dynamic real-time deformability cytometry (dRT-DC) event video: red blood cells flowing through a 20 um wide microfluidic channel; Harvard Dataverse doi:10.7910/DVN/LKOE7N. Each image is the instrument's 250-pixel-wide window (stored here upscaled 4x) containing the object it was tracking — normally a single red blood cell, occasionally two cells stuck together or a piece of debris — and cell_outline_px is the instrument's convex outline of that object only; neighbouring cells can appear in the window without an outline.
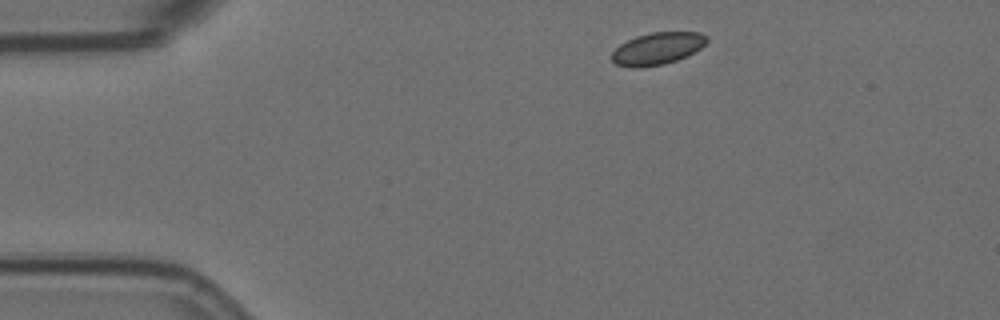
{"species": "Egyptian fruit bat (a non-hibernating species)", "species_latin": "Rousettus aegyptiacus", "temperature_condition": "room temperature", "stored_images_in_passage": 49, "camera_frame_rate_fps": 3000, "um_per_image_px": 0.085, "animal": {"sex": "female"}, "frame": {"image": 1, "passage_image": 1, "time_ms": 0.0, "image_size_px": [1000, 320], "cell_outline_px": [[708, 40], [700, 48], [676, 60], [664, 64], [636, 68], [632, 68], [616, 64], [612, 60], [612, 52], [620, 44], [636, 36], [652, 32], [700, 32], [708, 36]], "centroid_in_image_um": [55.86, 4.12], "position_along_channel_um": 29.1, "area_um2": 17.63}}
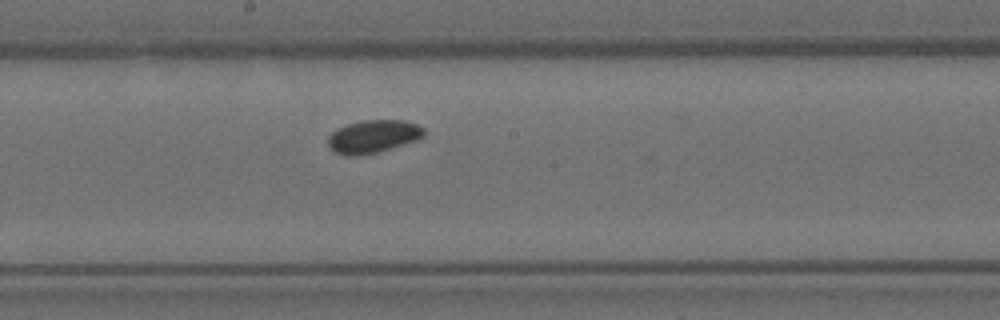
{"frame": {"image": 2, "passage_image": 22, "time_ms": 7.0, "image_size_px": [1000, 320], "cell_outline_px": [[424, 136], [416, 140], [376, 152], [356, 156], [344, 156], [336, 152], [328, 144], [328, 136], [336, 128], [360, 120], [404, 120], [416, 124], [424, 128]], "centroid_in_image_um": [31.69, 11.58], "position_along_channel_um": 216.5, "area_um2": 18.26}}
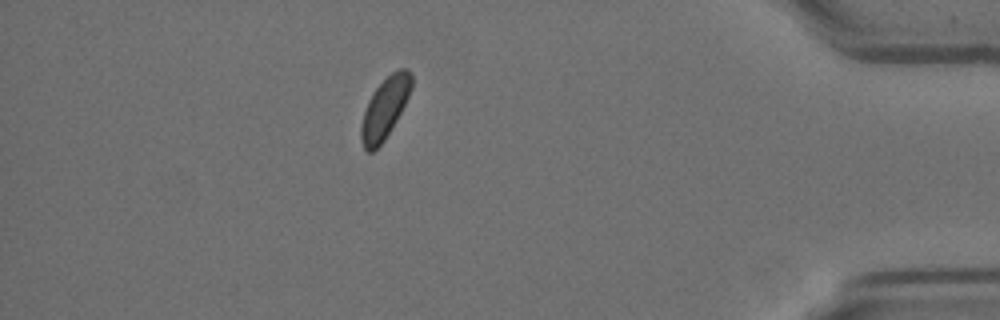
{"frame": {"image": 3, "passage_image": 42, "time_ms": 13.667, "image_size_px": [1000, 320], "cell_outline_px": [[412, 88], [396, 120], [384, 140], [372, 152], [368, 152], [364, 148], [360, 136], [360, 128], [364, 112], [368, 100], [372, 92], [392, 72], [400, 68], [408, 68], [412, 72]], "centroid_in_image_um": [32.71, 9.16], "position_along_channel_um": 402.5, "area_um2": 17.63}}